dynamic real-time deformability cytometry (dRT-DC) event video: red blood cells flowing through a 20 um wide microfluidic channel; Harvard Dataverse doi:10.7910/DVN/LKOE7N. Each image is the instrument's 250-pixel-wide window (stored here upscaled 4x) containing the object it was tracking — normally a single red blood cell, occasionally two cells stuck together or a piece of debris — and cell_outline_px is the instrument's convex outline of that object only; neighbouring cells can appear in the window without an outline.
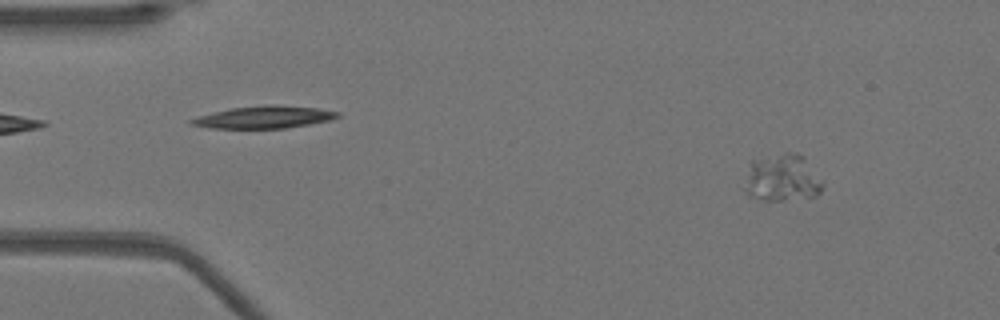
{"species": "Egyptian fruit bat (a non-hibernating species)", "species_latin": "Rousettus aegyptiacus", "temperature_condition": "warm", "stored_images_in_passage": 49, "camera_frame_rate_fps": 3000, "um_per_image_px": 0.085, "animal": {"sex": "female"}, "frame": {"image": 1, "passage_image": 3, "time_ms": 0.667, "image_size_px": [1000, 320], "cell_outline_px": [[824, 184], [820, 192], [816, 196], [784, 200], [764, 200], [748, 196], [744, 188], [752, 160], [784, 152], [796, 152], [804, 156], [824, 180]], "centroid_in_image_um": [66.55, 15.12], "position_along_channel_um": 18.5, "area_um2": 21.68}}
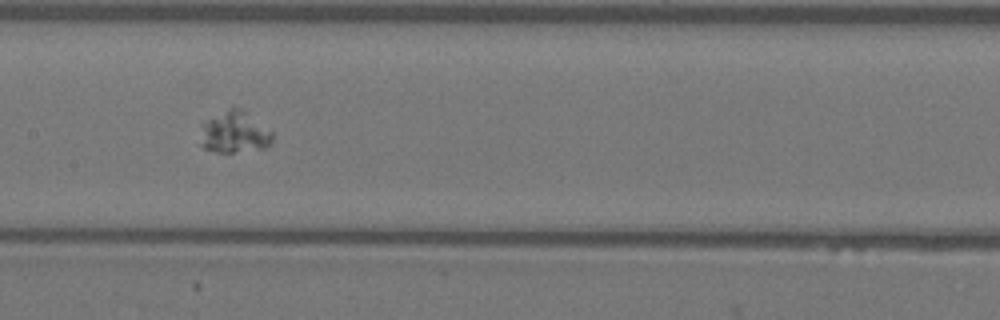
{"frame": {"image": 2, "passage_image": 23, "time_ms": 7.333, "image_size_px": [1000, 320], "cell_outline_px": [[272, 144], [268, 148], [232, 152], [216, 152], [204, 148], [200, 144], [204, 124], [208, 120], [232, 108], [240, 108], [272, 132]], "centroid_in_image_um": [19.97, 11.3], "position_along_channel_um": 187.4, "area_um2": 16.88}}
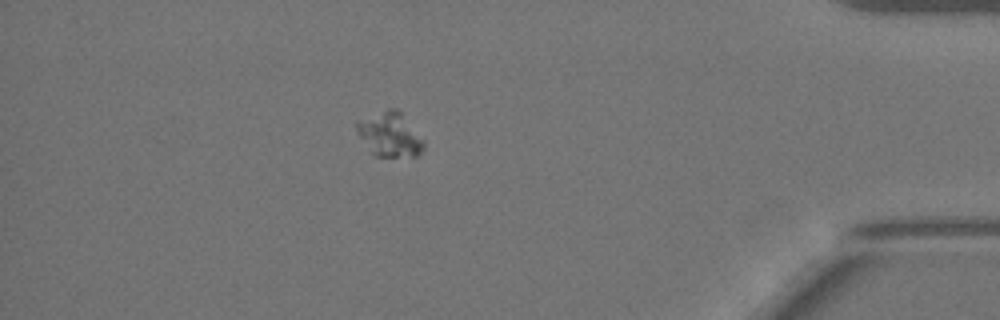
{"frame": {"image": 3, "passage_image": 43, "time_ms": 14.0, "image_size_px": [1000, 320], "cell_outline_px": [[424, 148], [416, 156], [372, 156], [360, 136], [356, 128], [356, 120], [388, 108], [396, 108], [400, 112], [424, 140]], "centroid_in_image_um": [33.11, 11.43], "position_along_channel_um": 402.1, "area_um2": 17.22}}